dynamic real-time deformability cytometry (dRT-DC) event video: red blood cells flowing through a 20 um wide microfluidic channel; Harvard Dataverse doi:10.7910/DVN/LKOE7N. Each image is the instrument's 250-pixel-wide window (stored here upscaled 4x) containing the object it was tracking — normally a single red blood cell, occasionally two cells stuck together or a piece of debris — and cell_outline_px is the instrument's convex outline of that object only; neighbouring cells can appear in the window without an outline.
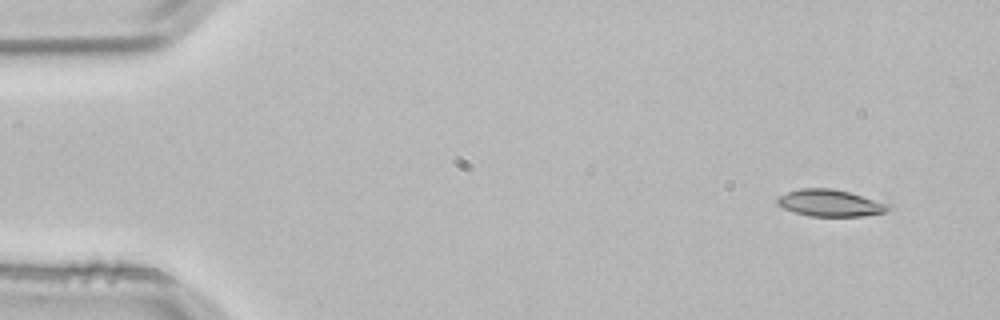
{"species": "common noctule bat (a hibernating species)", "species_latin": "Nyctalus noctula", "temperature_condition": "room temperature", "stored_images_in_passage": 3, "camera_frame_rate_fps": 3000, "um_per_image_px": 0.085, "animal": {"sex": "male", "body_mass_g": 21.5, "forearm_length_mm": 52.0}, "frame": {"image": 1, "passage_image": 1, "time_ms": 0.0, "image_size_px": [1000, 320], "cell_outline_px": [[892, 208], [884, 212], [864, 216], [808, 216], [792, 212], [776, 204], [776, 196], [800, 188], [832, 188], [848, 192], [892, 204]], "centroid_in_image_um": [70.55, 17.26], "position_along_channel_um": 14.5, "area_um2": 17.57}}
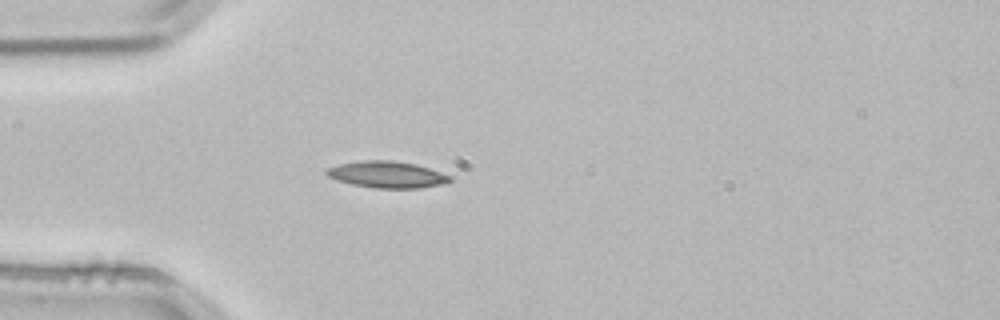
{"frame": {"image": 2, "passage_image": 3, "time_ms": 0.667, "image_size_px": [1000, 320], "cell_outline_px": [[452, 180], [440, 184], [416, 188], [372, 188], [352, 184], [336, 180], [328, 176], [324, 172], [328, 168], [340, 164], [360, 160], [392, 160], [416, 164], [452, 176]], "centroid_in_image_um": [32.86, 14.83], "position_along_channel_um": 52.1, "area_um2": 19.02}}